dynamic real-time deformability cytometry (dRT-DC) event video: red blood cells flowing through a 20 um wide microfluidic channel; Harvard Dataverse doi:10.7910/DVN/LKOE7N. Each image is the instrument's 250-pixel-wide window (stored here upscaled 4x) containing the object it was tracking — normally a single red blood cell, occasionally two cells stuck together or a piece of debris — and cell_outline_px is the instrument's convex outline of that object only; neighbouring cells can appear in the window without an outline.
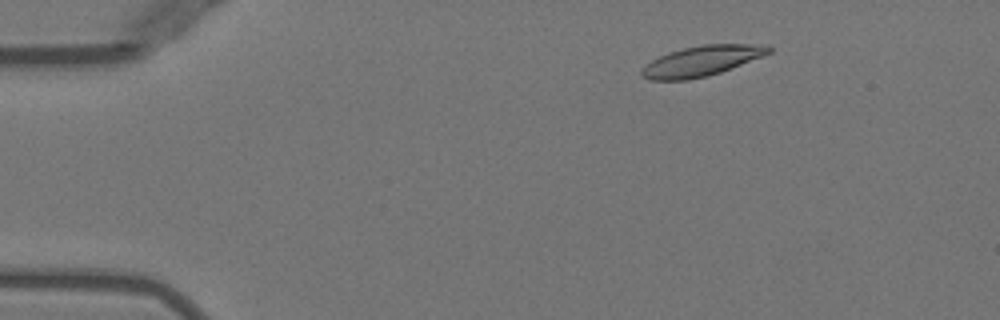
{"species": "Egyptian fruit bat (a non-hibernating species)", "species_latin": "Rousettus aegyptiacus", "temperature_condition": "warm", "stored_images_in_passage": 50, "camera_frame_rate_fps": 3000, "um_per_image_px": 0.085, "animal": {"sex": "female"}, "frame": {"image": 1, "passage_image": 6, "time_ms": 1.667, "image_size_px": [1000, 320], "cell_outline_px": [[772, 52], [720, 72], [708, 76], [688, 80], [648, 80], [640, 76], [640, 68], [652, 60], [668, 52], [684, 48], [704, 44], [768, 44], [772, 48]], "centroid_in_image_um": [59.61, 5.18], "position_along_channel_um": 25.4, "area_um2": 22.48}}
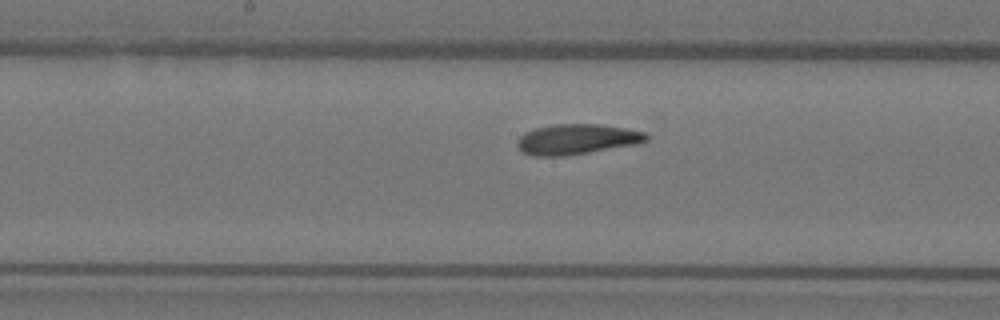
{"frame": {"image": 2, "passage_image": 25, "time_ms": 8.0, "image_size_px": [1000, 320], "cell_outline_px": [[648, 140], [636, 144], [564, 156], [532, 156], [520, 152], [516, 144], [516, 140], [524, 132], [536, 128], [552, 124], [600, 124], [624, 128], [644, 132], [648, 136]], "centroid_in_image_um": [48.96, 11.84], "position_along_channel_um": 199.2, "area_um2": 22.83}}
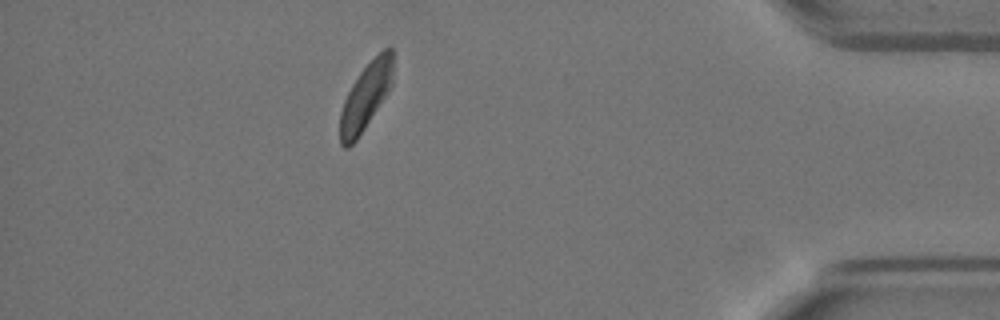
{"frame": {"image": 3, "passage_image": 44, "time_ms": 14.333, "image_size_px": [1000, 320], "cell_outline_px": [[392, 84], [388, 92], [356, 140], [348, 148], [344, 148], [340, 144], [340, 112], [344, 100], [352, 84], [360, 72], [384, 48], [392, 48]], "centroid_in_image_um": [31.06, 8.23], "position_along_channel_um": 404.1, "area_um2": 20.11}, "authors_computed_cell_mechanics": {"area_um2": 22.5131, "velocity_mm_per_s": 3.9388, "shape_relaxation_time_tau1_ms": 3.9063, "shape_relaxation_time_tau2_ms": 2.7709, "deformation_change_tau1": 0.1288, "deformation_change_tau2": 0.1023}}